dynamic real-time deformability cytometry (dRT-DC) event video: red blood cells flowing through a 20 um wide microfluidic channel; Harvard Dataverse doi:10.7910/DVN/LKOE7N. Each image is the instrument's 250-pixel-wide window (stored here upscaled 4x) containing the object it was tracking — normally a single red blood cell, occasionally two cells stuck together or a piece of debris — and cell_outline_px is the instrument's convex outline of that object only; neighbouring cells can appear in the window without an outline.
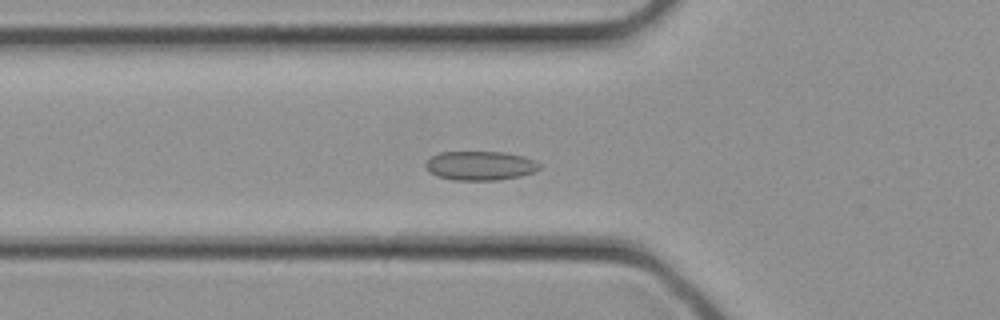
{"species": "common noctule bat (a hibernating species)", "species_latin": "Nyctalus noctula", "temperature_condition": "cold", "stored_images_in_passage": 33, "camera_frame_rate_fps": 3000, "um_per_image_px": 0.085, "animal": {"sex": "female", "body_mass_g": 21.9}, "frame": {"image": 1, "passage_image": 12, "time_ms": 3.667, "image_size_px": [1000, 320], "cell_outline_px": [[540, 168], [532, 172], [520, 176], [496, 180], [452, 180], [436, 176], [428, 172], [424, 164], [432, 156], [440, 152], [504, 152], [524, 156], [536, 160], [540, 164]], "centroid_in_image_um": [40.8, 14.08], "position_along_channel_um": 85.0, "area_um2": 19.42}}
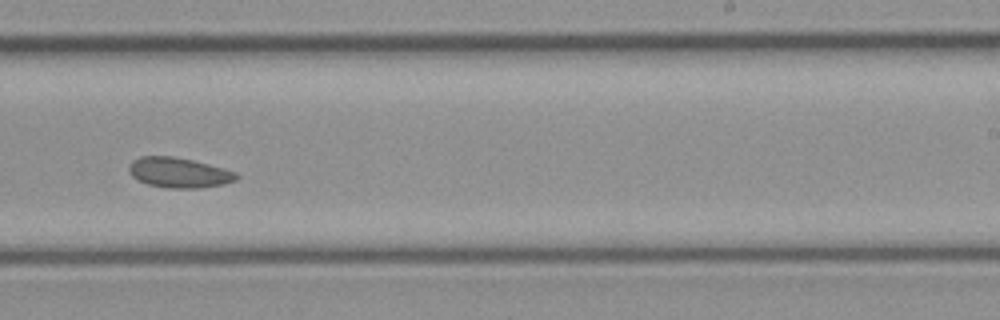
{"frame": {"image": 2, "passage_image": 21, "time_ms": 6.667, "image_size_px": [1000, 320], "cell_outline_px": [[240, 176], [236, 180], [224, 184], [200, 188], [168, 188], [148, 184], [132, 176], [128, 168], [128, 164], [132, 160], [140, 156], [172, 156], [192, 160], [224, 168], [236, 172]], "centroid_in_image_um": [15.22, 14.67], "position_along_channel_um": 273.8, "area_um2": 18.9}}
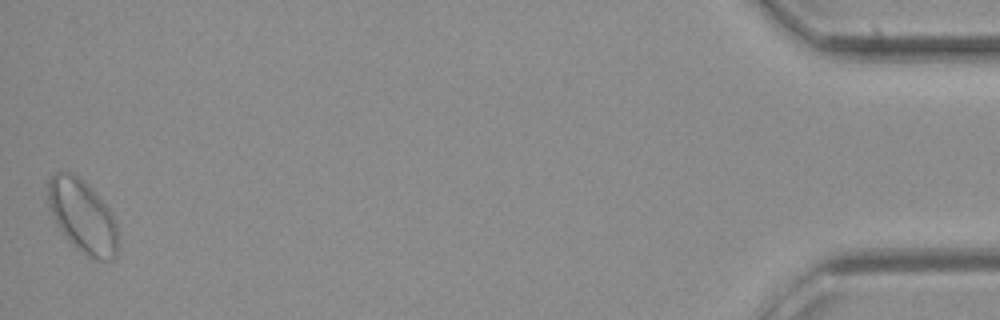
{"frame": {"image": 3, "passage_image": 33, "time_ms": 10.667, "image_size_px": [1000, 320], "cell_outline_px": [[120, 240], [116, 256], [112, 260], [96, 260], [88, 256], [76, 248], [64, 236], [56, 224], [48, 208], [48, 180], [56, 172], [72, 172], [84, 180], [88, 184], [108, 208], [116, 224]], "centroid_in_image_um": [7.02, 18.4], "position_along_channel_um": 428.2, "area_um2": 30.11}}